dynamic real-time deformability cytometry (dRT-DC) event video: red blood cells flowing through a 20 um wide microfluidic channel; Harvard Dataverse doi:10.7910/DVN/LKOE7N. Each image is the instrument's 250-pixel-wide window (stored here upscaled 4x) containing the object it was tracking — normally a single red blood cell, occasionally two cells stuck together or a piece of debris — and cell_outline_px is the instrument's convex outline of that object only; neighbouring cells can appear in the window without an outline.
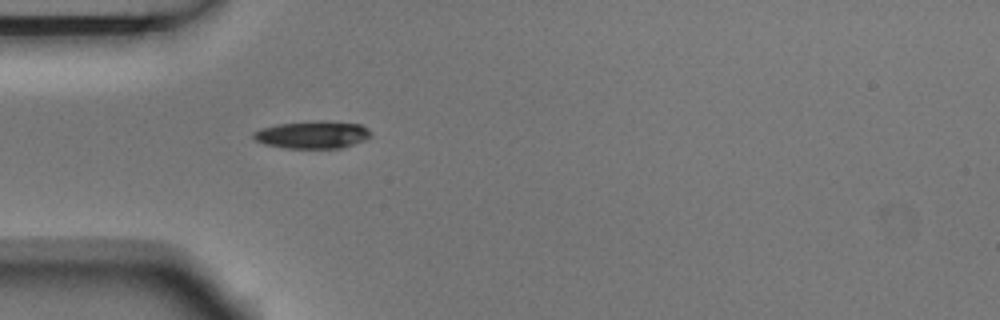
{"species": "Egyptian fruit bat (a non-hibernating species)", "species_latin": "Rousettus aegyptiacus", "temperature_condition": "room temperature", "stored_images_in_passage": 2, "camera_frame_rate_fps": 3000, "um_per_image_px": 0.085, "animal": {"sex": "male"}, "frame": {"image": 1, "passage_image": 2, "time_ms": 0.333, "image_size_px": [1000, 320], "cell_outline_px": [[372, 136], [364, 140], [340, 148], [288, 148], [264, 144], [256, 140], [252, 136], [252, 132], [260, 128], [276, 124], [312, 120], [328, 120], [360, 124], [368, 128]], "centroid_in_image_um": [26.55, 11.43], "position_along_channel_um": 58.5, "area_um2": 19.07}}